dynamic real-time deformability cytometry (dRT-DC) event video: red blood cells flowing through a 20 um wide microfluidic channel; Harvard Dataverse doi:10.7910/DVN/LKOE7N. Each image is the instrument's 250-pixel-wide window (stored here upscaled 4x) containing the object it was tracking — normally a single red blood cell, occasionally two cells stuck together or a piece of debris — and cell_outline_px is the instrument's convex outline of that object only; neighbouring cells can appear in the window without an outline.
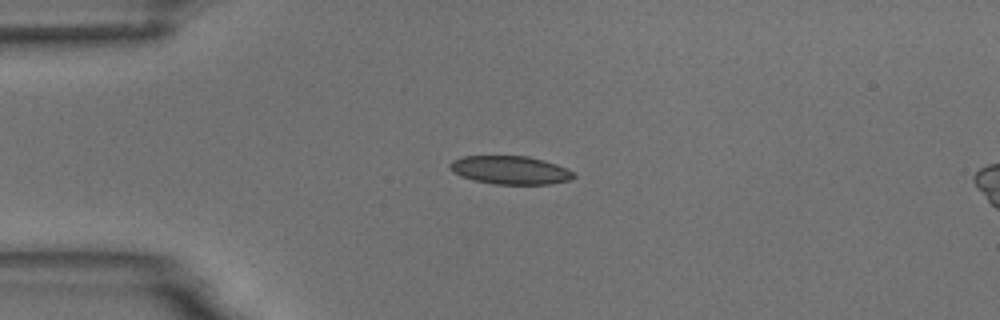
{"species": "common noctule bat (a hibernating species)", "species_latin": "Nyctalus noctula", "temperature_condition": "room temperature", "stored_images_in_passage": 2, "camera_frame_rate_fps": 3000, "um_per_image_px": 0.085, "animal": {"sex": "male", "body_mass_g": 18.8}, "frame": {"image": 1, "passage_image": 1, "time_ms": 0.0, "image_size_px": [1000, 320], "cell_outline_px": [[576, 176], [568, 180], [552, 184], [496, 184], [472, 180], [460, 176], [452, 172], [448, 168], [448, 164], [452, 160], [464, 156], [528, 156], [544, 160], [556, 164], [572, 172]], "centroid_in_image_um": [43.31, 14.46], "position_along_channel_um": 41.7, "area_um2": 20.46}}